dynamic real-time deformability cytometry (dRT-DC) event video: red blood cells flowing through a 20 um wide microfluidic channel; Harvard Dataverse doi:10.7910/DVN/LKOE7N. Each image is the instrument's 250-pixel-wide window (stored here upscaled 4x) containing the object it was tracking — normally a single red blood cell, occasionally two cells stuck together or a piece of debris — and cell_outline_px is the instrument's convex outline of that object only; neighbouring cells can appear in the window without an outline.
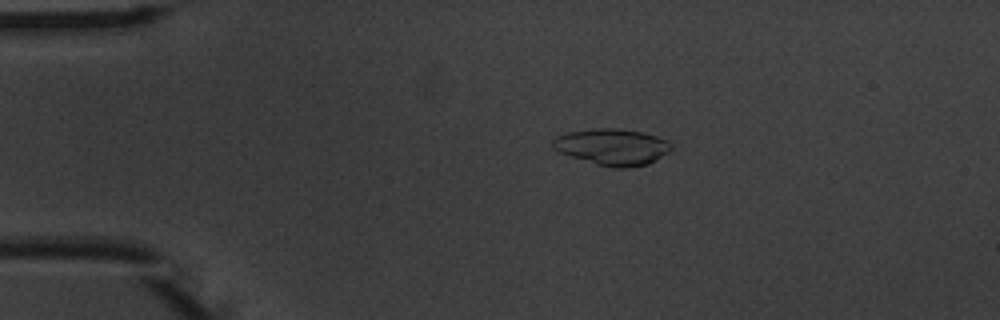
{"species": "common noctule bat (a hibernating species)", "species_latin": "Nyctalus noctula", "temperature_condition": "warm", "stored_images_in_passage": 54, "camera_frame_rate_fps": 3000, "um_per_image_px": 0.085, "animal": {"sex": "male", "body_mass_g": 20.1, "forearm_length_mm": 53.5}, "frame": {"image": 1, "passage_image": 11, "time_ms": 3.333, "image_size_px": [1000, 320], "cell_outline_px": [[672, 148], [668, 152], [656, 160], [648, 164], [628, 168], [612, 168], [596, 164], [560, 152], [552, 148], [552, 140], [556, 136], [568, 132], [596, 128], [616, 128], [644, 132], [656, 136], [672, 144]], "centroid_in_image_um": [52.05, 12.48], "position_along_channel_um": 33.0, "area_um2": 25.09}}
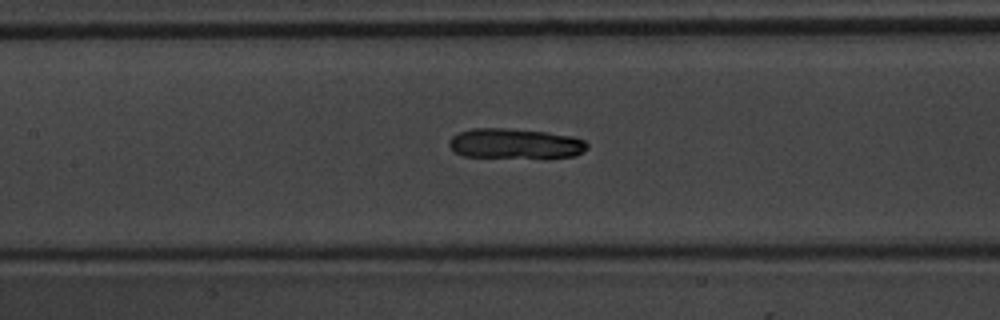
{"frame": {"image": 2, "passage_image": 25, "time_ms": 8.0, "image_size_px": [1000, 320], "cell_outline_px": [[588, 148], [584, 152], [576, 156], [548, 160], [464, 156], [456, 152], [448, 144], [448, 140], [452, 136], [460, 132], [472, 128], [508, 128], [548, 132], [572, 136], [584, 140], [588, 144]], "centroid_in_image_um": [43.87, 12.25], "position_along_channel_um": 163.5, "area_um2": 25.37}}
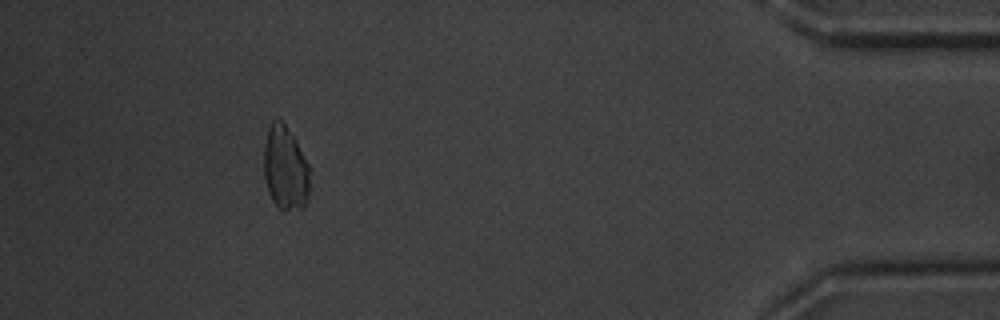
{"frame": {"image": 3, "passage_image": 49, "time_ms": 16.0, "image_size_px": [1000, 320], "cell_outline_px": [[308, 200], [304, 208], [280, 208], [272, 200], [268, 192], [264, 176], [264, 144], [268, 128], [272, 120], [280, 120], [284, 124], [296, 140], [308, 164]], "centroid_in_image_um": [24.23, 14.28], "position_along_channel_um": 411.0, "area_um2": 22.14}}